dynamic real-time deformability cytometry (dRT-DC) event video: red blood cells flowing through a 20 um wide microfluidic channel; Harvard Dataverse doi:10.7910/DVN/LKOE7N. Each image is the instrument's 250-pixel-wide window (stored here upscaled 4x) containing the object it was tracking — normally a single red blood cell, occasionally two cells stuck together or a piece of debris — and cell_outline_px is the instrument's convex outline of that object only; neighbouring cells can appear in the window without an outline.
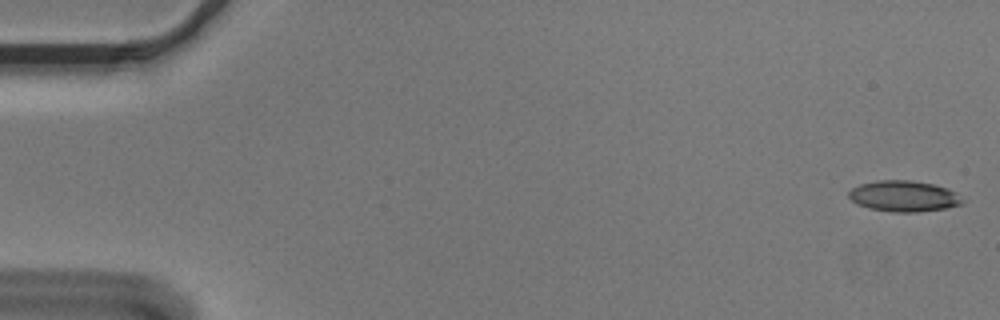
{"species": "Egyptian fruit bat (a non-hibernating species)", "species_latin": "Rousettus aegyptiacus", "temperature_condition": "cold", "stored_images_in_passage": 55, "camera_frame_rate_fps": 3000, "um_per_image_px": 0.085, "animal": {"sex": "male"}, "frame": {"image": 1, "passage_image": 1, "time_ms": 0.0, "image_size_px": [1000, 320], "cell_outline_px": [[964, 204], [944, 208], [920, 212], [892, 212], [868, 208], [856, 204], [848, 196], [848, 192], [852, 188], [860, 184], [876, 180], [912, 180], [932, 184], [948, 188], [956, 192], [964, 200]], "centroid_in_image_um": [76.82, 16.67], "position_along_channel_um": 8.2, "area_um2": 20.69}}
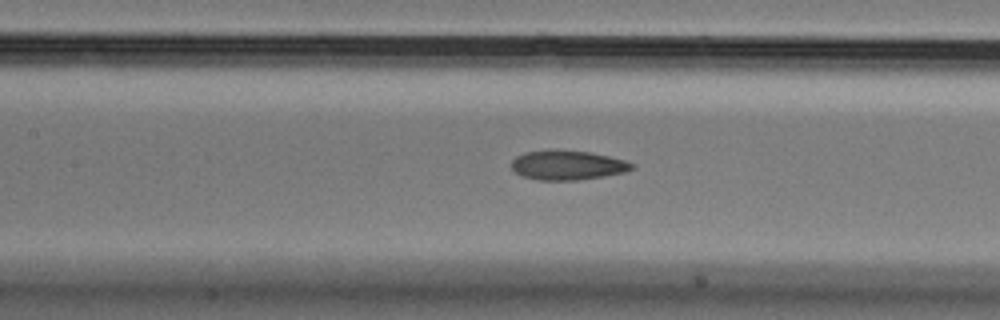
{"frame": {"image": 2, "passage_image": 25, "time_ms": 8.0, "image_size_px": [1000, 320], "cell_outline_px": [[636, 168], [624, 172], [604, 176], [576, 180], [540, 180], [524, 176], [516, 172], [512, 168], [512, 160], [516, 156], [524, 152], [548, 148], [552, 148], [588, 152], [608, 156], [624, 160], [636, 164]], "centroid_in_image_um": [48.24, 14.01], "position_along_channel_um": 159.2, "area_um2": 20.92}}
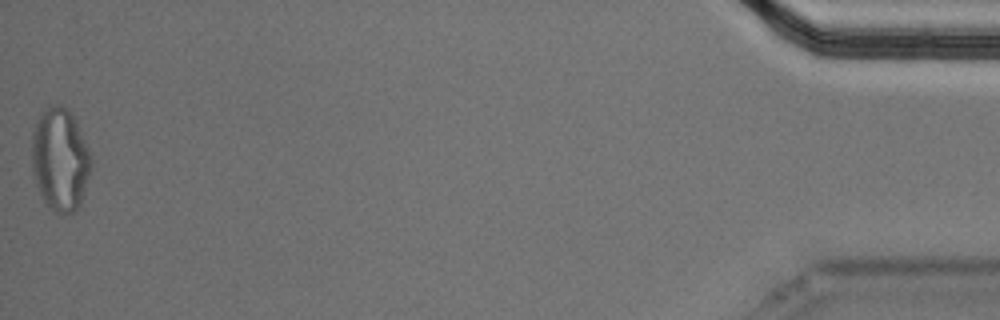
{"frame": {"image": 3, "passage_image": 55, "time_ms": 18.0, "image_size_px": [1000, 320], "cell_outline_px": [[92, 168], [80, 204], [72, 212], [52, 212], [44, 204], [36, 184], [32, 172], [32, 132], [40, 112], [56, 104], [60, 104], [68, 108], [76, 120], [88, 148], [92, 160]], "centroid_in_image_um": [5.1, 13.55], "position_along_channel_um": 430.1, "area_um2": 35.84}, "authors_computed_cell_mechanics": {"area_um2": 21.2126, "velocity_mm_per_s": 3.6324, "shape_relaxation_time_tau1_ms": null, "shape_relaxation_time_tau2_ms": 3.0906, "deformation_change_tau1": null, "deformation_change_tau2": 0.1073}}